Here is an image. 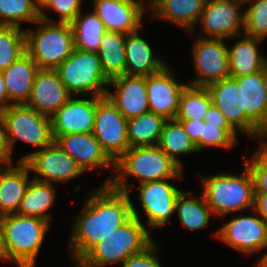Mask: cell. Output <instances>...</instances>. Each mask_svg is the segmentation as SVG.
I'll return each mask as SVG.
<instances>
[{
	"label": "cell",
	"instance_id": "obj_1",
	"mask_svg": "<svg viewBox=\"0 0 267 267\" xmlns=\"http://www.w3.org/2000/svg\"><path fill=\"white\" fill-rule=\"evenodd\" d=\"M70 235L69 251L75 265L103 238L132 216V201L127 192L103 184L91 190Z\"/></svg>",
	"mask_w": 267,
	"mask_h": 267
},
{
	"label": "cell",
	"instance_id": "obj_2",
	"mask_svg": "<svg viewBox=\"0 0 267 267\" xmlns=\"http://www.w3.org/2000/svg\"><path fill=\"white\" fill-rule=\"evenodd\" d=\"M114 174L104 184L129 193L127 178L131 175L139 184L168 178H181L182 168L158 146H137L129 148L116 162Z\"/></svg>",
	"mask_w": 267,
	"mask_h": 267
},
{
	"label": "cell",
	"instance_id": "obj_3",
	"mask_svg": "<svg viewBox=\"0 0 267 267\" xmlns=\"http://www.w3.org/2000/svg\"><path fill=\"white\" fill-rule=\"evenodd\" d=\"M133 216L111 234L103 238L74 266L102 267L123 263L129 256L146 249L153 240L150 232L132 205Z\"/></svg>",
	"mask_w": 267,
	"mask_h": 267
},
{
	"label": "cell",
	"instance_id": "obj_4",
	"mask_svg": "<svg viewBox=\"0 0 267 267\" xmlns=\"http://www.w3.org/2000/svg\"><path fill=\"white\" fill-rule=\"evenodd\" d=\"M36 23V30H25L26 52L40 69L55 70L75 49L72 27L51 20L44 12Z\"/></svg>",
	"mask_w": 267,
	"mask_h": 267
},
{
	"label": "cell",
	"instance_id": "obj_5",
	"mask_svg": "<svg viewBox=\"0 0 267 267\" xmlns=\"http://www.w3.org/2000/svg\"><path fill=\"white\" fill-rule=\"evenodd\" d=\"M49 228L44 219L17 213L3 216V260L34 267Z\"/></svg>",
	"mask_w": 267,
	"mask_h": 267
},
{
	"label": "cell",
	"instance_id": "obj_6",
	"mask_svg": "<svg viewBox=\"0 0 267 267\" xmlns=\"http://www.w3.org/2000/svg\"><path fill=\"white\" fill-rule=\"evenodd\" d=\"M200 178L203 185L202 194L215 218L253 209L254 182L247 165L242 175L223 173Z\"/></svg>",
	"mask_w": 267,
	"mask_h": 267
},
{
	"label": "cell",
	"instance_id": "obj_7",
	"mask_svg": "<svg viewBox=\"0 0 267 267\" xmlns=\"http://www.w3.org/2000/svg\"><path fill=\"white\" fill-rule=\"evenodd\" d=\"M55 70L72 95L91 92L95 97L106 96L110 79L103 72L96 52L75 48Z\"/></svg>",
	"mask_w": 267,
	"mask_h": 267
},
{
	"label": "cell",
	"instance_id": "obj_8",
	"mask_svg": "<svg viewBox=\"0 0 267 267\" xmlns=\"http://www.w3.org/2000/svg\"><path fill=\"white\" fill-rule=\"evenodd\" d=\"M0 119L5 125L11 150L16 140L39 147V150L54 142L51 117L26 104H14L0 111Z\"/></svg>",
	"mask_w": 267,
	"mask_h": 267
},
{
	"label": "cell",
	"instance_id": "obj_9",
	"mask_svg": "<svg viewBox=\"0 0 267 267\" xmlns=\"http://www.w3.org/2000/svg\"><path fill=\"white\" fill-rule=\"evenodd\" d=\"M92 133L114 162L130 148L127 119L106 96L97 102Z\"/></svg>",
	"mask_w": 267,
	"mask_h": 267
},
{
	"label": "cell",
	"instance_id": "obj_10",
	"mask_svg": "<svg viewBox=\"0 0 267 267\" xmlns=\"http://www.w3.org/2000/svg\"><path fill=\"white\" fill-rule=\"evenodd\" d=\"M19 161H24L30 171L37 174V177L32 179L41 182L61 183L84 173L76 161L55 141L50 146L23 156Z\"/></svg>",
	"mask_w": 267,
	"mask_h": 267
},
{
	"label": "cell",
	"instance_id": "obj_11",
	"mask_svg": "<svg viewBox=\"0 0 267 267\" xmlns=\"http://www.w3.org/2000/svg\"><path fill=\"white\" fill-rule=\"evenodd\" d=\"M241 0H206L201 18L204 38H240L244 29V11Z\"/></svg>",
	"mask_w": 267,
	"mask_h": 267
},
{
	"label": "cell",
	"instance_id": "obj_12",
	"mask_svg": "<svg viewBox=\"0 0 267 267\" xmlns=\"http://www.w3.org/2000/svg\"><path fill=\"white\" fill-rule=\"evenodd\" d=\"M225 39L198 37L193 48V64L197 79L189 84L207 87L229 77V52Z\"/></svg>",
	"mask_w": 267,
	"mask_h": 267
},
{
	"label": "cell",
	"instance_id": "obj_13",
	"mask_svg": "<svg viewBox=\"0 0 267 267\" xmlns=\"http://www.w3.org/2000/svg\"><path fill=\"white\" fill-rule=\"evenodd\" d=\"M212 104L226 117L229 124L236 130L252 138H267L262 135L244 116L242 85H238L233 77H226L207 86Z\"/></svg>",
	"mask_w": 267,
	"mask_h": 267
},
{
	"label": "cell",
	"instance_id": "obj_14",
	"mask_svg": "<svg viewBox=\"0 0 267 267\" xmlns=\"http://www.w3.org/2000/svg\"><path fill=\"white\" fill-rule=\"evenodd\" d=\"M235 216L215 237L241 253L251 255L267 247V223L258 216Z\"/></svg>",
	"mask_w": 267,
	"mask_h": 267
},
{
	"label": "cell",
	"instance_id": "obj_15",
	"mask_svg": "<svg viewBox=\"0 0 267 267\" xmlns=\"http://www.w3.org/2000/svg\"><path fill=\"white\" fill-rule=\"evenodd\" d=\"M174 179L178 178H168L139 185V200L151 229L160 228L162 230L175 212L176 200L182 190L168 182Z\"/></svg>",
	"mask_w": 267,
	"mask_h": 267
},
{
	"label": "cell",
	"instance_id": "obj_16",
	"mask_svg": "<svg viewBox=\"0 0 267 267\" xmlns=\"http://www.w3.org/2000/svg\"><path fill=\"white\" fill-rule=\"evenodd\" d=\"M175 71L167 65L157 73L146 76L149 111L175 119L182 91L186 84H180L174 76Z\"/></svg>",
	"mask_w": 267,
	"mask_h": 267
},
{
	"label": "cell",
	"instance_id": "obj_17",
	"mask_svg": "<svg viewBox=\"0 0 267 267\" xmlns=\"http://www.w3.org/2000/svg\"><path fill=\"white\" fill-rule=\"evenodd\" d=\"M102 97L91 99L71 98L51 117L54 141L61 135L92 133L97 102Z\"/></svg>",
	"mask_w": 267,
	"mask_h": 267
},
{
	"label": "cell",
	"instance_id": "obj_18",
	"mask_svg": "<svg viewBox=\"0 0 267 267\" xmlns=\"http://www.w3.org/2000/svg\"><path fill=\"white\" fill-rule=\"evenodd\" d=\"M110 85L115 91L108 89L106 97L127 120L149 112L145 76L119 75L110 79Z\"/></svg>",
	"mask_w": 267,
	"mask_h": 267
},
{
	"label": "cell",
	"instance_id": "obj_19",
	"mask_svg": "<svg viewBox=\"0 0 267 267\" xmlns=\"http://www.w3.org/2000/svg\"><path fill=\"white\" fill-rule=\"evenodd\" d=\"M95 14L107 31L124 34L139 31L144 2L140 0H92Z\"/></svg>",
	"mask_w": 267,
	"mask_h": 267
},
{
	"label": "cell",
	"instance_id": "obj_20",
	"mask_svg": "<svg viewBox=\"0 0 267 267\" xmlns=\"http://www.w3.org/2000/svg\"><path fill=\"white\" fill-rule=\"evenodd\" d=\"M71 95L56 70L40 69L26 105L34 108L38 113L52 117L72 98Z\"/></svg>",
	"mask_w": 267,
	"mask_h": 267
},
{
	"label": "cell",
	"instance_id": "obj_21",
	"mask_svg": "<svg viewBox=\"0 0 267 267\" xmlns=\"http://www.w3.org/2000/svg\"><path fill=\"white\" fill-rule=\"evenodd\" d=\"M242 85L243 116L262 134H267V66L257 73L233 77Z\"/></svg>",
	"mask_w": 267,
	"mask_h": 267
},
{
	"label": "cell",
	"instance_id": "obj_22",
	"mask_svg": "<svg viewBox=\"0 0 267 267\" xmlns=\"http://www.w3.org/2000/svg\"><path fill=\"white\" fill-rule=\"evenodd\" d=\"M55 142L76 161L83 172L96 167L115 168V162L102 149L93 133L61 135Z\"/></svg>",
	"mask_w": 267,
	"mask_h": 267
},
{
	"label": "cell",
	"instance_id": "obj_23",
	"mask_svg": "<svg viewBox=\"0 0 267 267\" xmlns=\"http://www.w3.org/2000/svg\"><path fill=\"white\" fill-rule=\"evenodd\" d=\"M18 166L9 165L0 172V215L17 212L21 200L26 194L31 181L30 168L24 161H18ZM8 167V168H7Z\"/></svg>",
	"mask_w": 267,
	"mask_h": 267
},
{
	"label": "cell",
	"instance_id": "obj_24",
	"mask_svg": "<svg viewBox=\"0 0 267 267\" xmlns=\"http://www.w3.org/2000/svg\"><path fill=\"white\" fill-rule=\"evenodd\" d=\"M39 70L38 65L25 52L6 70L2 71L7 94L13 105L27 103Z\"/></svg>",
	"mask_w": 267,
	"mask_h": 267
},
{
	"label": "cell",
	"instance_id": "obj_25",
	"mask_svg": "<svg viewBox=\"0 0 267 267\" xmlns=\"http://www.w3.org/2000/svg\"><path fill=\"white\" fill-rule=\"evenodd\" d=\"M126 69L128 76H150L162 70L167 64L158 57H154L152 48L138 31L126 35Z\"/></svg>",
	"mask_w": 267,
	"mask_h": 267
},
{
	"label": "cell",
	"instance_id": "obj_26",
	"mask_svg": "<svg viewBox=\"0 0 267 267\" xmlns=\"http://www.w3.org/2000/svg\"><path fill=\"white\" fill-rule=\"evenodd\" d=\"M229 52V76L239 77L262 71L267 66L266 56L260 53L258 43L262 39L243 35Z\"/></svg>",
	"mask_w": 267,
	"mask_h": 267
},
{
	"label": "cell",
	"instance_id": "obj_27",
	"mask_svg": "<svg viewBox=\"0 0 267 267\" xmlns=\"http://www.w3.org/2000/svg\"><path fill=\"white\" fill-rule=\"evenodd\" d=\"M206 0H163L154 10V17L194 31L200 21Z\"/></svg>",
	"mask_w": 267,
	"mask_h": 267
},
{
	"label": "cell",
	"instance_id": "obj_28",
	"mask_svg": "<svg viewBox=\"0 0 267 267\" xmlns=\"http://www.w3.org/2000/svg\"><path fill=\"white\" fill-rule=\"evenodd\" d=\"M126 34L106 31L100 40L97 54L105 75L112 79L125 74L126 69Z\"/></svg>",
	"mask_w": 267,
	"mask_h": 267
},
{
	"label": "cell",
	"instance_id": "obj_29",
	"mask_svg": "<svg viewBox=\"0 0 267 267\" xmlns=\"http://www.w3.org/2000/svg\"><path fill=\"white\" fill-rule=\"evenodd\" d=\"M52 183L33 179L21 200L17 214L38 217L51 223V214L47 212L55 202Z\"/></svg>",
	"mask_w": 267,
	"mask_h": 267
},
{
	"label": "cell",
	"instance_id": "obj_30",
	"mask_svg": "<svg viewBox=\"0 0 267 267\" xmlns=\"http://www.w3.org/2000/svg\"><path fill=\"white\" fill-rule=\"evenodd\" d=\"M166 120L164 117L150 111L128 119L127 128L130 148L158 146Z\"/></svg>",
	"mask_w": 267,
	"mask_h": 267
},
{
	"label": "cell",
	"instance_id": "obj_31",
	"mask_svg": "<svg viewBox=\"0 0 267 267\" xmlns=\"http://www.w3.org/2000/svg\"><path fill=\"white\" fill-rule=\"evenodd\" d=\"M191 193L182 191L175 204L181 224L190 231L205 228L212 216H214L210 207L205 201L203 194L195 199L190 197Z\"/></svg>",
	"mask_w": 267,
	"mask_h": 267
},
{
	"label": "cell",
	"instance_id": "obj_32",
	"mask_svg": "<svg viewBox=\"0 0 267 267\" xmlns=\"http://www.w3.org/2000/svg\"><path fill=\"white\" fill-rule=\"evenodd\" d=\"M70 25L74 34L75 48L97 53L100 40L107 30L95 12L84 16L80 12Z\"/></svg>",
	"mask_w": 267,
	"mask_h": 267
},
{
	"label": "cell",
	"instance_id": "obj_33",
	"mask_svg": "<svg viewBox=\"0 0 267 267\" xmlns=\"http://www.w3.org/2000/svg\"><path fill=\"white\" fill-rule=\"evenodd\" d=\"M158 147L181 168L183 166L178 155L198 152L194 142L185 133L181 122L176 119L166 120L161 132Z\"/></svg>",
	"mask_w": 267,
	"mask_h": 267
},
{
	"label": "cell",
	"instance_id": "obj_34",
	"mask_svg": "<svg viewBox=\"0 0 267 267\" xmlns=\"http://www.w3.org/2000/svg\"><path fill=\"white\" fill-rule=\"evenodd\" d=\"M212 105L207 87L187 84L181 93L176 120H204Z\"/></svg>",
	"mask_w": 267,
	"mask_h": 267
},
{
	"label": "cell",
	"instance_id": "obj_35",
	"mask_svg": "<svg viewBox=\"0 0 267 267\" xmlns=\"http://www.w3.org/2000/svg\"><path fill=\"white\" fill-rule=\"evenodd\" d=\"M26 52L25 30L18 26L0 25V72Z\"/></svg>",
	"mask_w": 267,
	"mask_h": 267
},
{
	"label": "cell",
	"instance_id": "obj_36",
	"mask_svg": "<svg viewBox=\"0 0 267 267\" xmlns=\"http://www.w3.org/2000/svg\"><path fill=\"white\" fill-rule=\"evenodd\" d=\"M39 19L33 0H0V25L21 27V22L36 23Z\"/></svg>",
	"mask_w": 267,
	"mask_h": 267
},
{
	"label": "cell",
	"instance_id": "obj_37",
	"mask_svg": "<svg viewBox=\"0 0 267 267\" xmlns=\"http://www.w3.org/2000/svg\"><path fill=\"white\" fill-rule=\"evenodd\" d=\"M246 3L251 5L244 11L242 33L263 40L267 36V0H245Z\"/></svg>",
	"mask_w": 267,
	"mask_h": 267
},
{
	"label": "cell",
	"instance_id": "obj_38",
	"mask_svg": "<svg viewBox=\"0 0 267 267\" xmlns=\"http://www.w3.org/2000/svg\"><path fill=\"white\" fill-rule=\"evenodd\" d=\"M236 136L237 131L234 128H219V125L205 124L202 137L196 147L198 152L211 147L229 150L233 148L234 144H238L239 141Z\"/></svg>",
	"mask_w": 267,
	"mask_h": 267
},
{
	"label": "cell",
	"instance_id": "obj_39",
	"mask_svg": "<svg viewBox=\"0 0 267 267\" xmlns=\"http://www.w3.org/2000/svg\"><path fill=\"white\" fill-rule=\"evenodd\" d=\"M83 0H51L48 5L43 9H53L59 13V23H71L75 17L82 12L81 3Z\"/></svg>",
	"mask_w": 267,
	"mask_h": 267
},
{
	"label": "cell",
	"instance_id": "obj_40",
	"mask_svg": "<svg viewBox=\"0 0 267 267\" xmlns=\"http://www.w3.org/2000/svg\"><path fill=\"white\" fill-rule=\"evenodd\" d=\"M156 245L153 241L143 251L129 256L122 263V267H162L157 256H155V252L158 251Z\"/></svg>",
	"mask_w": 267,
	"mask_h": 267
},
{
	"label": "cell",
	"instance_id": "obj_41",
	"mask_svg": "<svg viewBox=\"0 0 267 267\" xmlns=\"http://www.w3.org/2000/svg\"><path fill=\"white\" fill-rule=\"evenodd\" d=\"M260 146L251 161L244 160L250 172H267V142L263 140Z\"/></svg>",
	"mask_w": 267,
	"mask_h": 267
},
{
	"label": "cell",
	"instance_id": "obj_42",
	"mask_svg": "<svg viewBox=\"0 0 267 267\" xmlns=\"http://www.w3.org/2000/svg\"><path fill=\"white\" fill-rule=\"evenodd\" d=\"M184 127L185 133L196 145L202 137L203 126H205L204 120H178Z\"/></svg>",
	"mask_w": 267,
	"mask_h": 267
},
{
	"label": "cell",
	"instance_id": "obj_43",
	"mask_svg": "<svg viewBox=\"0 0 267 267\" xmlns=\"http://www.w3.org/2000/svg\"><path fill=\"white\" fill-rule=\"evenodd\" d=\"M0 162L4 166L12 164V150L9 146L6 128L3 121L0 119Z\"/></svg>",
	"mask_w": 267,
	"mask_h": 267
},
{
	"label": "cell",
	"instance_id": "obj_44",
	"mask_svg": "<svg viewBox=\"0 0 267 267\" xmlns=\"http://www.w3.org/2000/svg\"><path fill=\"white\" fill-rule=\"evenodd\" d=\"M205 124L219 125V128H233L227 121L224 114L213 104L208 109L205 117Z\"/></svg>",
	"mask_w": 267,
	"mask_h": 267
},
{
	"label": "cell",
	"instance_id": "obj_45",
	"mask_svg": "<svg viewBox=\"0 0 267 267\" xmlns=\"http://www.w3.org/2000/svg\"><path fill=\"white\" fill-rule=\"evenodd\" d=\"M254 213L261 216V218L267 223V194L266 193H255L254 196Z\"/></svg>",
	"mask_w": 267,
	"mask_h": 267
},
{
	"label": "cell",
	"instance_id": "obj_46",
	"mask_svg": "<svg viewBox=\"0 0 267 267\" xmlns=\"http://www.w3.org/2000/svg\"><path fill=\"white\" fill-rule=\"evenodd\" d=\"M255 193L267 194V172H251Z\"/></svg>",
	"mask_w": 267,
	"mask_h": 267
},
{
	"label": "cell",
	"instance_id": "obj_47",
	"mask_svg": "<svg viewBox=\"0 0 267 267\" xmlns=\"http://www.w3.org/2000/svg\"><path fill=\"white\" fill-rule=\"evenodd\" d=\"M13 105L9 99L6 90V83L4 81L2 72H0V111Z\"/></svg>",
	"mask_w": 267,
	"mask_h": 267
},
{
	"label": "cell",
	"instance_id": "obj_48",
	"mask_svg": "<svg viewBox=\"0 0 267 267\" xmlns=\"http://www.w3.org/2000/svg\"><path fill=\"white\" fill-rule=\"evenodd\" d=\"M36 8L41 12L51 0H33Z\"/></svg>",
	"mask_w": 267,
	"mask_h": 267
},
{
	"label": "cell",
	"instance_id": "obj_49",
	"mask_svg": "<svg viewBox=\"0 0 267 267\" xmlns=\"http://www.w3.org/2000/svg\"><path fill=\"white\" fill-rule=\"evenodd\" d=\"M2 232H3V216L0 215V259L3 260Z\"/></svg>",
	"mask_w": 267,
	"mask_h": 267
},
{
	"label": "cell",
	"instance_id": "obj_50",
	"mask_svg": "<svg viewBox=\"0 0 267 267\" xmlns=\"http://www.w3.org/2000/svg\"><path fill=\"white\" fill-rule=\"evenodd\" d=\"M257 265L259 267H267V251L262 255L261 258H259Z\"/></svg>",
	"mask_w": 267,
	"mask_h": 267
},
{
	"label": "cell",
	"instance_id": "obj_51",
	"mask_svg": "<svg viewBox=\"0 0 267 267\" xmlns=\"http://www.w3.org/2000/svg\"><path fill=\"white\" fill-rule=\"evenodd\" d=\"M163 0H150L149 5L151 10H154Z\"/></svg>",
	"mask_w": 267,
	"mask_h": 267
},
{
	"label": "cell",
	"instance_id": "obj_52",
	"mask_svg": "<svg viewBox=\"0 0 267 267\" xmlns=\"http://www.w3.org/2000/svg\"><path fill=\"white\" fill-rule=\"evenodd\" d=\"M4 168V165H2V163L0 162V172L1 170Z\"/></svg>",
	"mask_w": 267,
	"mask_h": 267
}]
</instances>
